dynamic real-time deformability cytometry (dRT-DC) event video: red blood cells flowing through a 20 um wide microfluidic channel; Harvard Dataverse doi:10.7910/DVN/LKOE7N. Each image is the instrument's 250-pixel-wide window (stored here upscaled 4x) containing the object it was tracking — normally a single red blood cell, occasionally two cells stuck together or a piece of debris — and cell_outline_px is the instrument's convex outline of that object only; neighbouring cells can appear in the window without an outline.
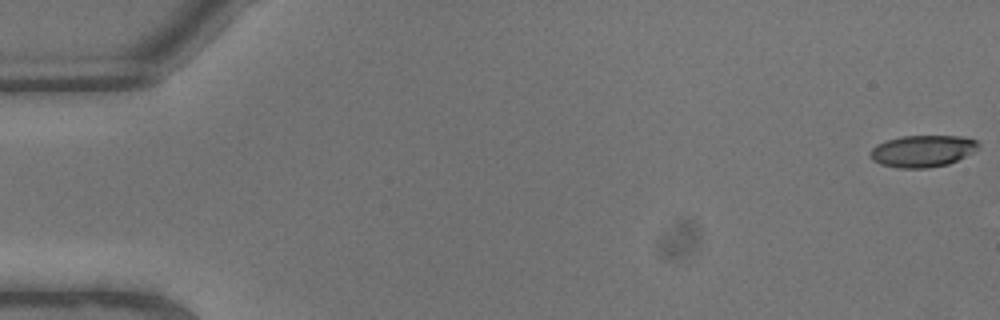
{"species": "common noctule bat (a hibernating species)", "species_latin": "Nyctalus noctula", "temperature_condition": "warm", "stored_images_in_passage": 7, "camera_frame_rate_fps": 3000, "um_per_image_px": 0.085, "animal": {"sex": "male", "body_mass_g": 13.3}, "frame": {"image": 1, "passage_image": 1, "time_ms": 0.0, "image_size_px": [1000, 320], "cell_outline_px": [[980, 148], [948, 164], [928, 168], [896, 168], [880, 164], [872, 160], [872, 148], [876, 144], [900, 136], [960, 136], [976, 140], [980, 144]], "centroid_in_image_um": [78.42, 12.84], "position_along_channel_um": 6.6, "area_um2": 19.94}}
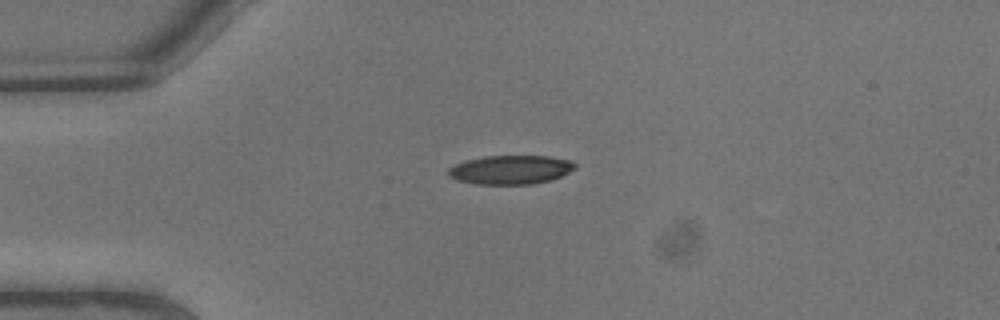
{"frame": {"image": 2, "passage_image": 6, "time_ms": 1.667, "image_size_px": [1000, 320], "cell_outline_px": [[576, 168], [560, 176], [548, 180], [532, 184], [476, 184], [456, 180], [448, 176], [448, 168], [456, 164], [468, 160], [484, 156], [548, 156], [568, 160], [576, 164]], "centroid_in_image_um": [43.37, 14.43], "position_along_channel_um": 41.6, "area_um2": 21.15}}